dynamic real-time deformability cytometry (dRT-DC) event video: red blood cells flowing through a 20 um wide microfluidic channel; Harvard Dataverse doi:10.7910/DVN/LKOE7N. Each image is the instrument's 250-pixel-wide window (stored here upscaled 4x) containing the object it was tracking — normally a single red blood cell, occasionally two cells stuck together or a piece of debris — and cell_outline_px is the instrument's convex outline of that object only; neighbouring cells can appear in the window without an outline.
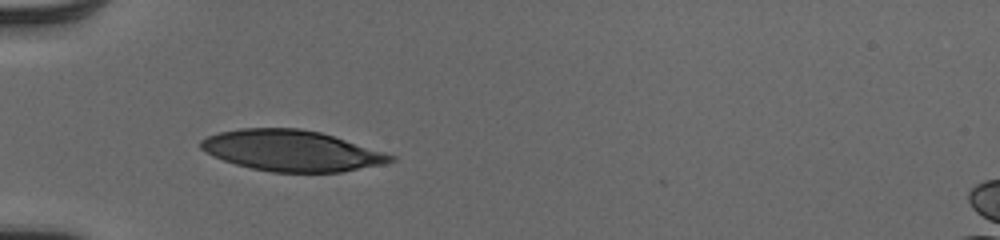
{"species": "human", "species_latin": "Homo sapiens", "temperature_condition": "cold", "stored_images_in_passage": 35, "camera_frame_rate_fps": 3000, "um_per_image_px": 0.085, "donor": {"sex": "male"}, "frame": {"image": 1, "passage_image": 1, "time_ms": 0.0, "image_size_px": [1000, 240], "cell_outline_px": [[396, 160], [384, 164], [340, 172], [272, 172], [252, 168], [236, 164], [212, 156], [200, 148], [200, 140], [208, 136], [220, 132], [240, 128], [300, 128], [320, 132], [384, 152], [396, 156]], "centroid_in_image_um": [24.77, 12.81], "position_along_channel_um": 60.2, "area_um2": 44.97}}
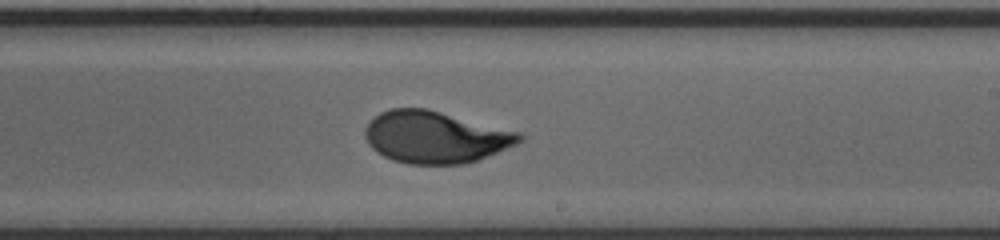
{"frame": {"image": 2, "passage_image": 16, "time_ms": 5.0, "image_size_px": [1000, 240], "cell_outline_px": [[524, 140], [516, 144], [476, 160], [464, 164], [408, 164], [392, 160], [376, 152], [368, 144], [364, 136], [364, 128], [380, 112], [388, 108], [428, 108], [520, 132], [524, 136]], "centroid_in_image_um": [36.98, 11.64], "position_along_channel_um": 252.0, "area_um2": 46.82}}
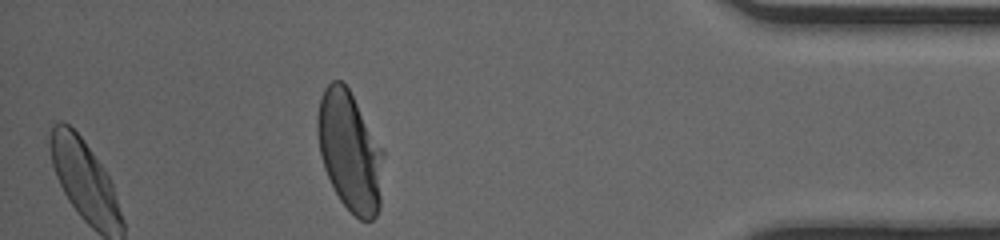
{"frame": {"image": 3, "passage_image": 30, "time_ms": 9.667, "image_size_px": [1000, 240], "cell_outline_px": [[384, 156], [380, 208], [376, 216], [372, 220], [360, 220], [340, 200], [324, 168], [320, 156], [316, 132], [316, 120], [320, 100], [324, 88], [332, 80], [340, 80], [348, 88], [384, 152]], "centroid_in_image_um": [29.73, 12.87], "position_along_channel_um": 405.5, "area_um2": 45.78}, "authors_computed_cell_mechanics": {"area_um2": 46.818, "velocity_mm_per_s": 4.0331, "shape_relaxation_time_tau1_ms": 3.3492, "shape_relaxation_time_tau2_ms": null, "deformation_change_tau1": 0.1747, "deformation_change_tau2": null}}